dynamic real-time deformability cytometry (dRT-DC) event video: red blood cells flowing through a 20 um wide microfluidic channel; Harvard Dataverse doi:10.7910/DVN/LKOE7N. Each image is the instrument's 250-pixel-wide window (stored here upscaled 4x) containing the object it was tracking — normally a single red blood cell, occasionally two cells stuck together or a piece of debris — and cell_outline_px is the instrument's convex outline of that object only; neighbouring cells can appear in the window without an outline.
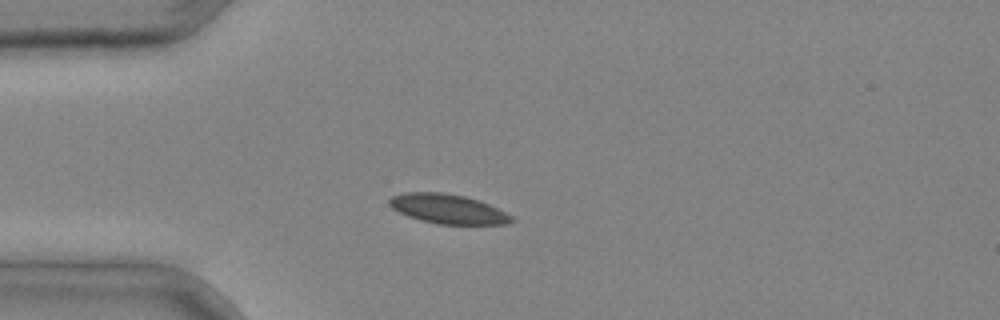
{"species": "common noctule bat (a hibernating species)", "species_latin": "Nyctalus noctula", "temperature_condition": "cold", "stored_images_in_passage": 3, "camera_frame_rate_fps": 3000, "um_per_image_px": 0.085, "animal": {"sex": "male", "body_mass_g": 20.4}, "frame": {"image": 1, "passage_image": 3, "time_ms": 0.667, "image_size_px": [1000, 320], "cell_outline_px": [[516, 220], [504, 224], [440, 224], [420, 220], [408, 216], [392, 208], [388, 204], [388, 200], [392, 196], [404, 192], [444, 192], [464, 196], [480, 200], [512, 216]], "centroid_in_image_um": [38.05, 17.75], "position_along_channel_um": 47.0, "area_um2": 20.92}}